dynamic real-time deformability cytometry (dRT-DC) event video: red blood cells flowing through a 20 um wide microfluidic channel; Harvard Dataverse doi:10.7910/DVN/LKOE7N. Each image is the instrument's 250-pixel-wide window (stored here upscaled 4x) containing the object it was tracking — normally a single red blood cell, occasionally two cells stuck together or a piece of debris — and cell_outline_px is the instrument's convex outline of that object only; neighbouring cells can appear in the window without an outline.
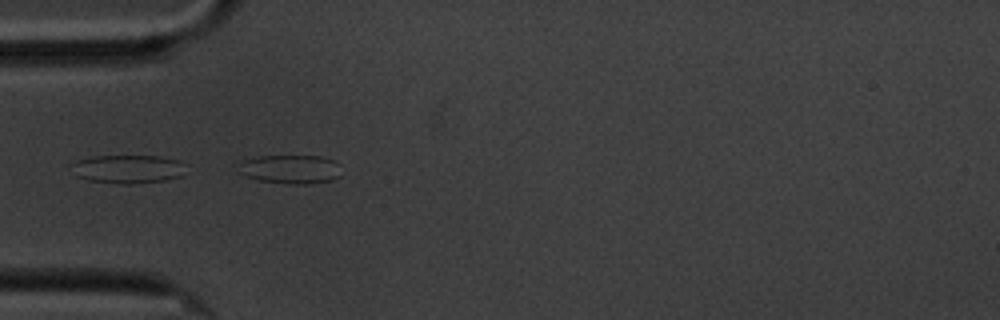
{"species": "common noctule bat (a hibernating species)", "species_latin": "Nyctalus noctula", "temperature_condition": "cold", "stored_images_in_passage": 5, "camera_frame_rate_fps": 3000, "um_per_image_px": 0.085, "animal": {"sex": "male", "body_mass_g": 20.1, "forearm_length_mm": 53.5}, "frame": {"image": 1, "passage_image": 5, "time_ms": 4.667, "image_size_px": [1000, 320], "cell_outline_px": [[336, 176], [332, 180], [308, 184], [288, 184], [260, 180], [244, 176], [236, 172], [236, 164], [244, 160], [256, 156], [320, 156], [332, 160]], "centroid_in_image_um": [24.48, 14.38], "position_along_channel_um": 60.5, "area_um2": 16.99}}